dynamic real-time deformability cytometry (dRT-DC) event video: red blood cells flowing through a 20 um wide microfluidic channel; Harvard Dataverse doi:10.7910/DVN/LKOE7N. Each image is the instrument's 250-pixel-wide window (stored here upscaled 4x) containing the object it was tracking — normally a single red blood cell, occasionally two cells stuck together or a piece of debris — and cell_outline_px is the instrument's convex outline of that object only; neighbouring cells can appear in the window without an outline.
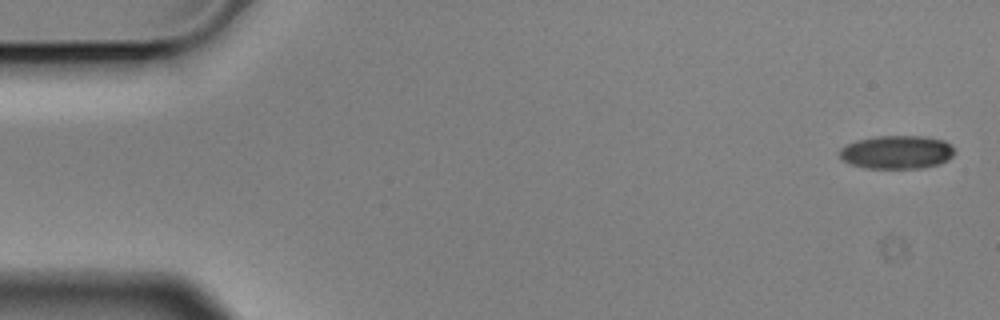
{"species": "Egyptian fruit bat (a non-hibernating species)", "species_latin": "Rousettus aegyptiacus", "temperature_condition": "cold", "stored_images_in_passage": 4, "camera_frame_rate_fps": 3000, "um_per_image_px": 0.085, "animal": {"sex": "male"}, "frame": {"image": 1, "passage_image": 1, "time_ms": 0.0, "image_size_px": [1000, 320], "cell_outline_px": [[952, 156], [948, 160], [940, 164], [924, 168], [864, 168], [848, 164], [840, 156], [840, 148], [848, 144], [860, 140], [880, 136], [920, 136], [944, 140], [952, 148]], "centroid_in_image_um": [76.22, 12.95], "position_along_channel_um": 8.8, "area_um2": 22.14}}
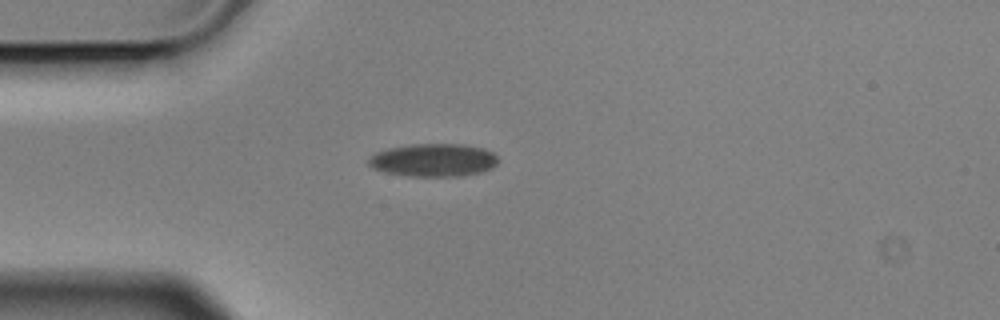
{"frame": {"image": 2, "passage_image": 4, "time_ms": 1.0, "image_size_px": [1000, 320], "cell_outline_px": [[496, 164], [492, 168], [480, 172], [464, 176], [408, 176], [384, 172], [372, 168], [368, 164], [368, 160], [376, 152], [388, 148], [412, 144], [460, 144], [484, 148], [492, 152], [496, 156]], "centroid_in_image_um": [36.83, 13.61], "position_along_channel_um": 48.2, "area_um2": 24.85}}